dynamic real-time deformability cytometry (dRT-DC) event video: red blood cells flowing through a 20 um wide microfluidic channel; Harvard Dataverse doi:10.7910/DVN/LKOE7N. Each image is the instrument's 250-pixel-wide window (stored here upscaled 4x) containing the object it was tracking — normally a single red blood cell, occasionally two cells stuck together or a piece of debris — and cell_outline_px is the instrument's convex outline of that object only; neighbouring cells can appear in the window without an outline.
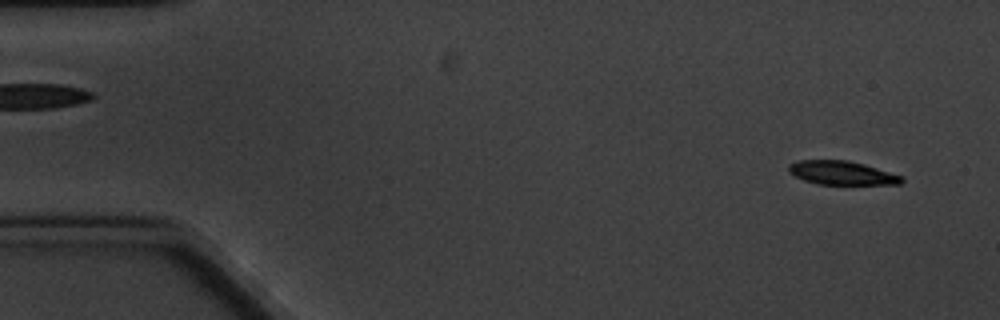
{"species": "common noctule bat (a hibernating species)", "species_latin": "Nyctalus noctula", "temperature_condition": "cold", "stored_images_in_passage": 5, "camera_frame_rate_fps": 3000, "um_per_image_px": 0.085, "animal": {"sex": "male", "body_mass_g": 20.1, "forearm_length_mm": 53.5}, "frame": {"image": 1, "passage_image": 1, "time_ms": 0.0, "image_size_px": [1000, 320], "cell_outline_px": [[904, 180], [900, 184], [816, 184], [804, 180], [788, 172], [788, 164], [796, 160], [848, 160], [864, 164], [904, 176]], "centroid_in_image_um": [71.55, 14.69], "position_along_channel_um": 13.5, "area_um2": 15.72}}
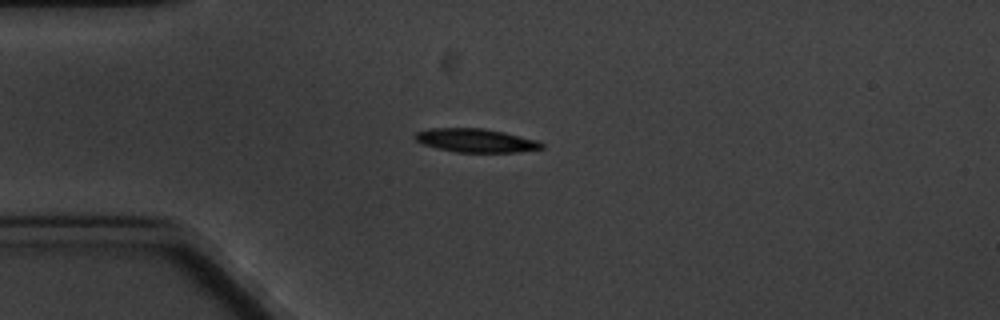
{"frame": {"image": 2, "passage_image": 4, "time_ms": 3.667, "image_size_px": [1000, 320], "cell_outline_px": [[544, 148], [516, 152], [456, 152], [424, 144], [416, 140], [412, 136], [416, 132], [428, 128], [484, 128], [504, 132], [536, 140], [544, 144]], "centroid_in_image_um": [40.43, 11.93], "position_along_channel_um": 44.6, "area_um2": 17.28}}